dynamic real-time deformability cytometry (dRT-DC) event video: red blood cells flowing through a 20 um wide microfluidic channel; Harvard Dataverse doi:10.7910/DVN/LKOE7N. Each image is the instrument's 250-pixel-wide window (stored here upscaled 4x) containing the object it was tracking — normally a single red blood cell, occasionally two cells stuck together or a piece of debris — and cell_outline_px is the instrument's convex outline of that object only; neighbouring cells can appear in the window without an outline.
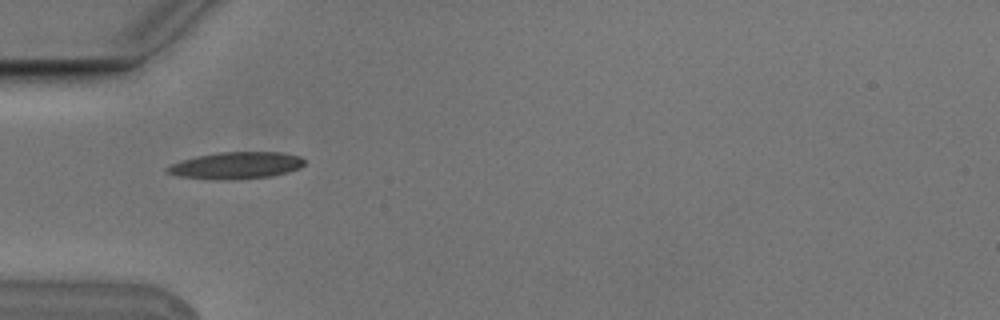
{"species": "Egyptian fruit bat (a non-hibernating species)", "species_latin": "Rousettus aegyptiacus", "temperature_condition": "cold", "stored_images_in_passage": 8, "camera_frame_rate_fps": 3000, "um_per_image_px": 0.085, "animal": {"sex": "male"}, "frame": {"image": 1, "passage_image": 4, "time_ms": 1.0, "image_size_px": [1000, 320], "cell_outline_px": [[304, 164], [300, 168], [288, 172], [268, 176], [228, 180], [224, 180], [176, 176], [164, 172], [164, 168], [180, 160], [196, 156], [216, 152], [280, 152], [300, 156], [304, 160]], "centroid_in_image_um": [20.01, 14.05], "position_along_channel_um": 65.0, "area_um2": 21.56}}
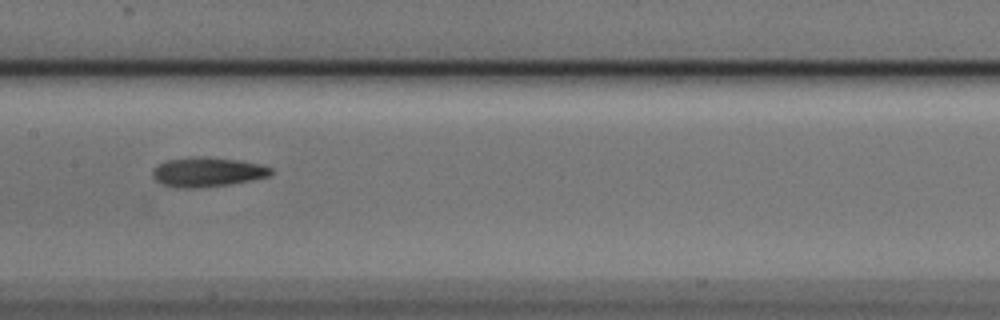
{"frame": {"image": 2, "passage_image": 7, "time_ms": 2.0, "image_size_px": [1000, 320], "cell_outline_px": [[272, 172], [268, 176], [252, 180], [228, 184], [200, 188], [176, 188], [164, 184], [156, 180], [152, 176], [152, 172], [156, 164], [168, 160], [196, 156], [204, 156], [240, 160], [260, 164], [272, 168]], "centroid_in_image_um": [17.61, 14.61], "position_along_channel_um": 189.8, "area_um2": 20.4}}
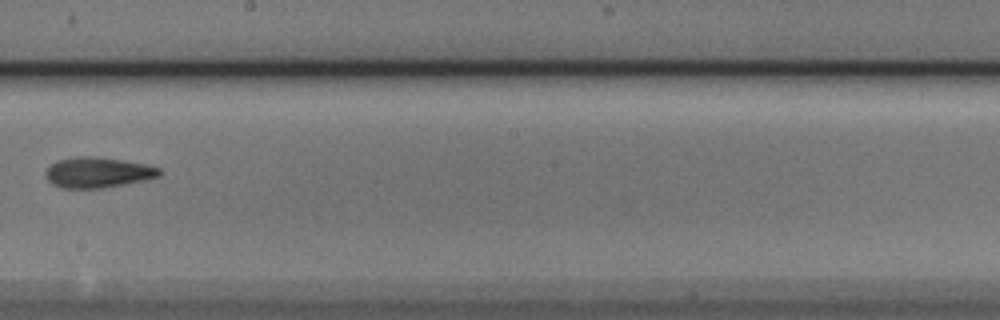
{"frame": {"image": 3, "passage_image": 8, "time_ms": 2.333, "image_size_px": [1000, 320], "cell_outline_px": [[164, 172], [160, 176], [144, 180], [100, 188], [60, 188], [52, 184], [48, 180], [48, 168], [56, 160], [72, 156], [100, 156], [144, 164], [160, 168]], "centroid_in_image_um": [8.33, 14.64], "position_along_channel_um": 239.9, "area_um2": 20.17}}